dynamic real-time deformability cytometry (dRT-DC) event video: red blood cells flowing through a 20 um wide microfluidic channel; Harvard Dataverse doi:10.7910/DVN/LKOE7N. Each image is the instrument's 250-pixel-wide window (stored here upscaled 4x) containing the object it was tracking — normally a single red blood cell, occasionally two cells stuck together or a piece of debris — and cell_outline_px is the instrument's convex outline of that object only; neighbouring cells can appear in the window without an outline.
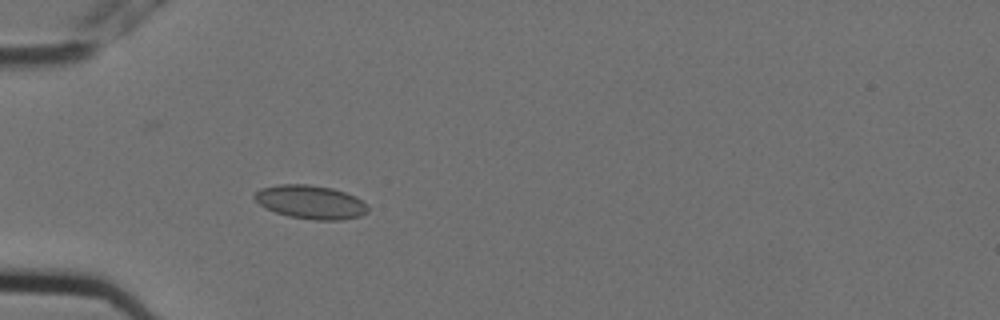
{"species": "Egyptian fruit bat (a non-hibernating species)", "species_latin": "Rousettus aegyptiacus", "temperature_condition": "cold", "stored_images_in_passage": 5, "camera_frame_rate_fps": 3000, "um_per_image_px": 0.085, "animal": {"sex": "female"}, "frame": {"image": 1, "passage_image": 5, "time_ms": 1.333, "image_size_px": [1000, 320], "cell_outline_px": [[368, 212], [360, 216], [340, 220], [316, 220], [288, 216], [264, 208], [252, 196], [260, 188], [276, 184], [308, 184], [332, 188], [356, 196], [368, 208]], "centroid_in_image_um": [26.37, 17.17], "position_along_channel_um": 58.6, "area_um2": 22.2}}